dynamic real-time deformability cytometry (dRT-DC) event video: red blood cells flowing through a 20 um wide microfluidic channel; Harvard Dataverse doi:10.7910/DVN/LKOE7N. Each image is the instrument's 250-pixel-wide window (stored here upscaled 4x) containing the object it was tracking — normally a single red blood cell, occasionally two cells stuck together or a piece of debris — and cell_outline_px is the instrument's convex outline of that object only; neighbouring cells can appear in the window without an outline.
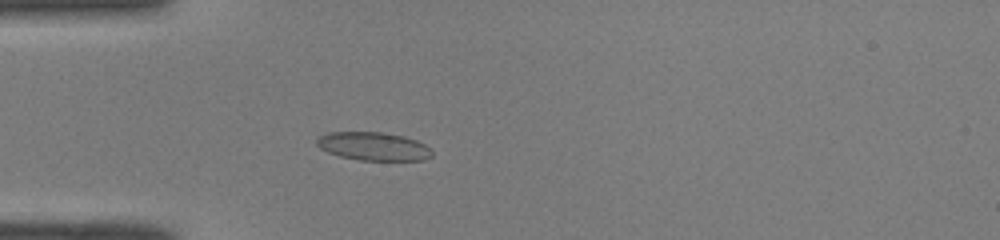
{"species": "common noctule bat (a hibernating species)", "species_latin": "Nyctalus noctula", "temperature_condition": "room temperature", "stored_images_in_passage": 48, "camera_frame_rate_fps": 3000, "um_per_image_px": 0.085, "animal": {"sex": "male", "body_mass_g": 19.0, "forearm_length_mm": 50.8}, "frame": {"image": 1, "passage_image": 13, "time_ms": 4.0, "image_size_px": [1000, 240], "cell_outline_px": [[432, 156], [424, 160], [360, 160], [340, 156], [328, 152], [320, 148], [316, 144], [316, 140], [320, 136], [328, 132], [380, 132], [404, 136], [416, 140], [432, 148]], "centroid_in_image_um": [31.76, 12.43], "position_along_channel_um": 53.2, "area_um2": 19.02}}
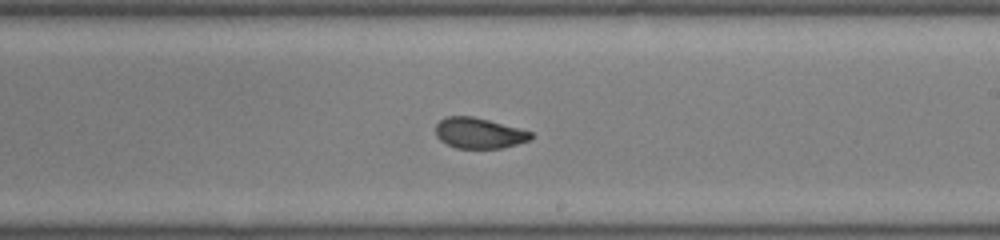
{"frame": {"image": 2, "passage_image": 28, "time_ms": 9.0, "image_size_px": [1000, 240], "cell_outline_px": [[532, 140], [500, 148], [456, 148], [440, 140], [436, 136], [436, 124], [444, 116], [472, 116], [488, 120], [532, 132]], "centroid_in_image_um": [40.69, 11.31], "position_along_channel_um": 248.3, "area_um2": 16.88}}
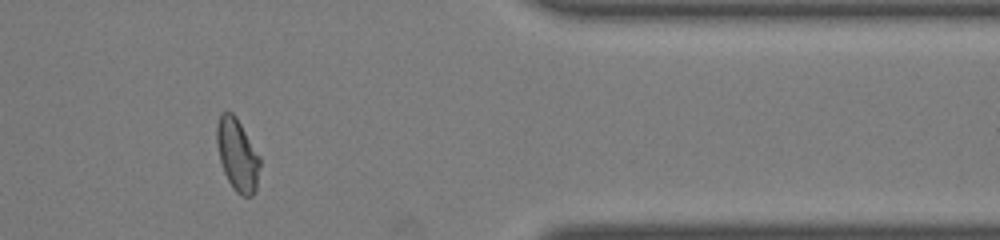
{"frame": {"image": 3, "passage_image": 40, "time_ms": 13.0, "image_size_px": [1000, 240], "cell_outline_px": [[260, 164], [256, 188], [252, 196], [240, 196], [232, 188], [224, 172], [220, 160], [216, 140], [216, 124], [220, 112], [232, 112], [236, 116], [260, 156]], "centroid_in_image_um": [20.16, 13.15], "position_along_channel_um": 391.2, "area_um2": 18.26}, "authors_computed_cell_mechanics": {"area_um2": 18.2648, "velocity_mm_per_s": 4.0743, "shape_relaxation_time_tau1_ms": 4.0376, "shape_relaxation_time_tau2_ms": 1.3151, "deformation_change_tau1": 0.16, "deformation_change_tau2": 0.0561}}